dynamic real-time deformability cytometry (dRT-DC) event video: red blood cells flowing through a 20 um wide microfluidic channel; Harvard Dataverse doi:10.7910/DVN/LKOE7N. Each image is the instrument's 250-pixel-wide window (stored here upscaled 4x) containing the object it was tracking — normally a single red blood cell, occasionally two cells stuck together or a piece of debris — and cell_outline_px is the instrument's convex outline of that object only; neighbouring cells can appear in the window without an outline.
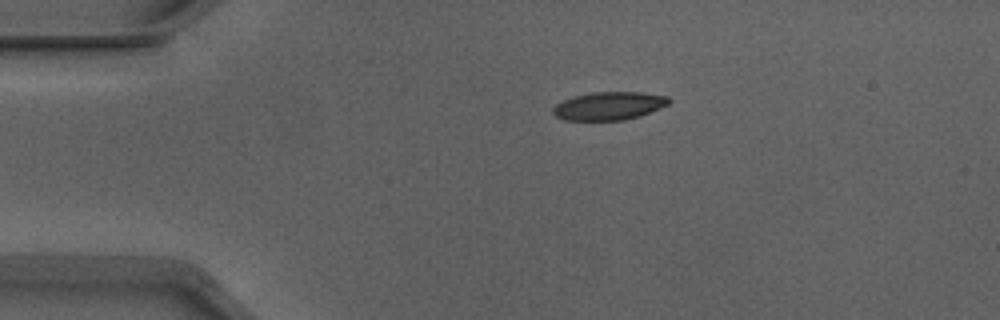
{"species": "Egyptian fruit bat (a non-hibernating species)", "species_latin": "Rousettus aegyptiacus", "temperature_condition": "warm", "stored_images_in_passage": 43, "camera_frame_rate_fps": 3000, "um_per_image_px": 0.085, "animal": {"sex": "male"}, "frame": {"image": 1, "passage_image": 1, "time_ms": 0.0, "image_size_px": [1000, 320], "cell_outline_px": [[672, 100], [668, 104], [640, 116], [624, 120], [564, 120], [556, 116], [552, 112], [552, 108], [556, 104], [572, 96], [592, 92], [640, 92], [668, 96]], "centroid_in_image_um": [51.75, 8.99], "position_along_channel_um": 33.2, "area_um2": 19.02}}
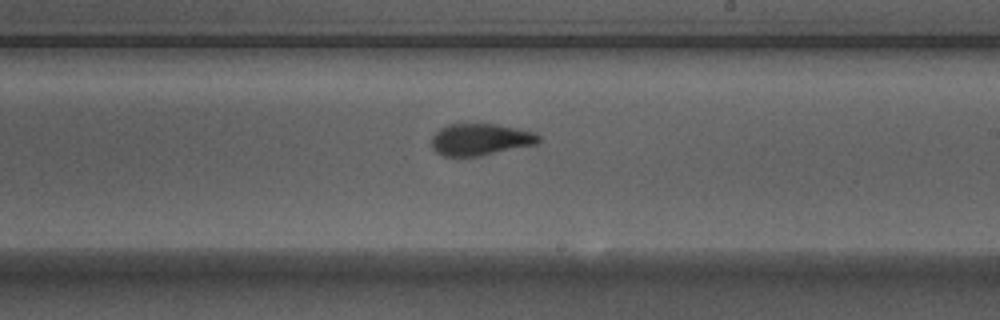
{"frame": {"image": 2, "passage_image": 21, "time_ms": 6.667, "image_size_px": [1000, 320], "cell_outline_px": [[540, 140], [536, 144], [480, 156], [444, 156], [436, 152], [432, 148], [432, 136], [440, 128], [448, 124], [496, 124], [536, 132], [540, 136]], "centroid_in_image_um": [40.83, 11.85], "position_along_channel_um": 248.2, "area_um2": 19.83}}
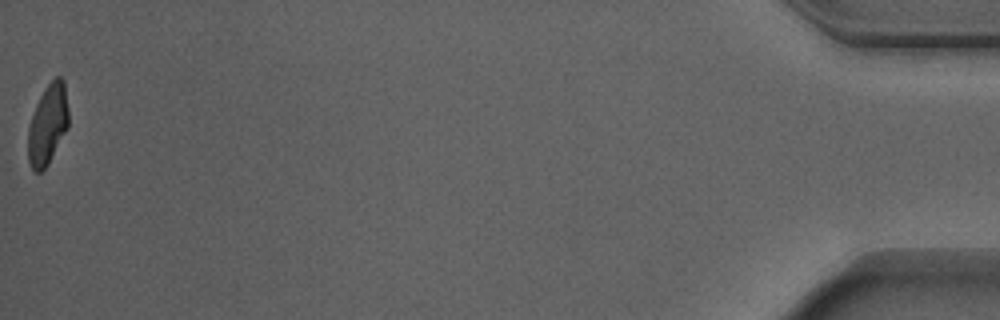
{"frame": {"image": 3, "passage_image": 43, "time_ms": 14.0, "image_size_px": [1000, 320], "cell_outline_px": [[68, 128], [48, 164], [40, 172], [36, 172], [32, 168], [28, 160], [28, 128], [36, 104], [44, 88], [56, 76], [60, 76], [64, 80], [68, 108]], "centroid_in_image_um": [4.07, 10.56], "position_along_channel_um": 431.1, "area_um2": 18.9}, "authors_computed_cell_mechanics": {"area_um2": 20.0566, "velocity_mm_per_s": 3.8991, "shape_relaxation_time_tau1_ms": 4.5584, "shape_relaxation_time_tau2_ms": 1.3726, "deformation_change_tau1": 0.1661, "deformation_change_tau2": 0.0851}}